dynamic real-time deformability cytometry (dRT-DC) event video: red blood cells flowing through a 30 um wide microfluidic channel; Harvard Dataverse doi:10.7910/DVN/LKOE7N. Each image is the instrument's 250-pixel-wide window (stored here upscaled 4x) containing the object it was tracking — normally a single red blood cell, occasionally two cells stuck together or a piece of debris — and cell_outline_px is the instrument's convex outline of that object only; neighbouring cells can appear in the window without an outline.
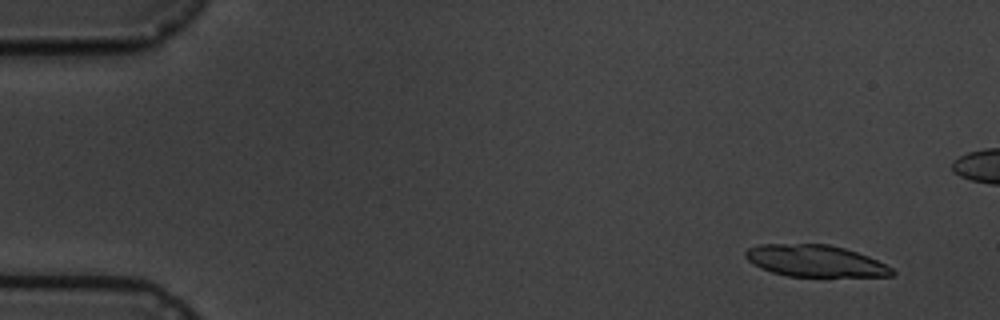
{"species": "common noctule bat (a hibernating species)", "species_latin": "Nyctalus noctula", "temperature_condition": "cold", "stored_images_in_passage": 6, "camera_frame_rate_fps": 3000, "um_per_image_px": 0.085, "animal": {"sex": "male", "body_mass_g": 19.5, "forearm_length_mm": 54.6}, "frame": {"image": 1, "passage_image": 1, "time_ms": 0.0, "image_size_px": [1000, 320], "cell_outline_px": [[896, 272], [892, 276], [788, 276], [772, 272], [760, 268], [752, 264], [744, 256], [744, 252], [748, 248], [760, 244], [828, 244], [844, 248], [868, 256], [892, 268]], "centroid_in_image_um": [69.25, 22.17], "position_along_channel_um": 15.7, "area_um2": 26.99}}